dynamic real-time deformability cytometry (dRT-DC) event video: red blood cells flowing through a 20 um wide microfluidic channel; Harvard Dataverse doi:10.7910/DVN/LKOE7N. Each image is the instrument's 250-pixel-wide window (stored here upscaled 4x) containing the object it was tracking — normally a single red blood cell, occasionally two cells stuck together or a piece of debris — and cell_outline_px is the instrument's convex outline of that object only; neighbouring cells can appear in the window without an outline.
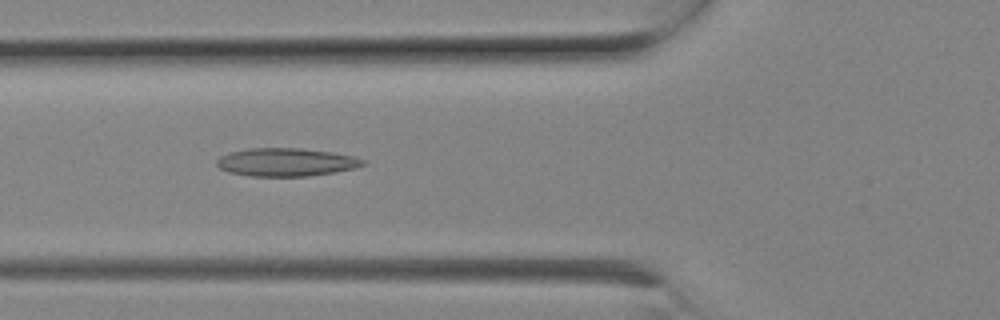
{"species": "Egyptian fruit bat (a non-hibernating species)", "species_latin": "Rousettus aegyptiacus", "temperature_condition": "room temperature", "stored_images_in_passage": 8, "camera_frame_rate_fps": 3000, "um_per_image_px": 0.085, "animal": {"sex": "female"}, "frame": {"image": 1, "passage_image": 7, "time_ms": 2.0, "image_size_px": [1000, 320], "cell_outline_px": [[364, 164], [356, 168], [336, 172], [308, 176], [252, 176], [228, 172], [220, 168], [216, 164], [216, 160], [220, 156], [228, 152], [248, 148], [300, 148], [332, 152], [352, 156], [364, 160]], "centroid_in_image_um": [24.29, 13.78], "position_along_channel_um": 101.5, "area_um2": 23.99}}
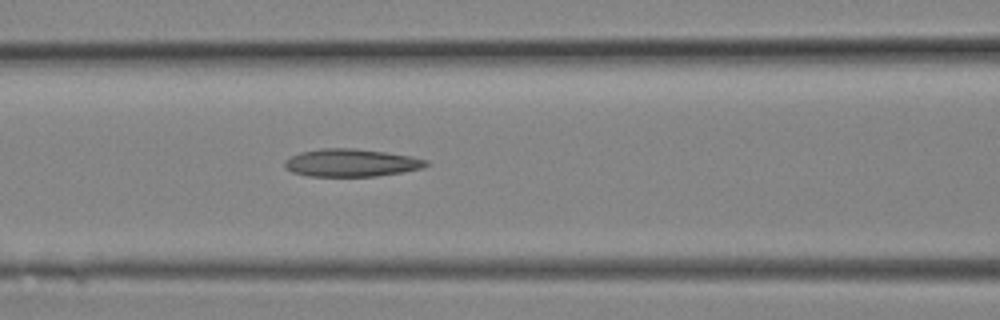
{"frame": {"image": 2, "passage_image": 8, "time_ms": 2.333, "image_size_px": [1000, 320], "cell_outline_px": [[432, 164], [420, 168], [404, 172], [376, 176], [308, 176], [292, 172], [284, 164], [284, 160], [300, 152], [324, 148], [352, 148], [384, 152], [412, 156], [428, 160]], "centroid_in_image_um": [29.89, 13.84], "position_along_channel_um": 136.7, "area_um2": 22.77}}